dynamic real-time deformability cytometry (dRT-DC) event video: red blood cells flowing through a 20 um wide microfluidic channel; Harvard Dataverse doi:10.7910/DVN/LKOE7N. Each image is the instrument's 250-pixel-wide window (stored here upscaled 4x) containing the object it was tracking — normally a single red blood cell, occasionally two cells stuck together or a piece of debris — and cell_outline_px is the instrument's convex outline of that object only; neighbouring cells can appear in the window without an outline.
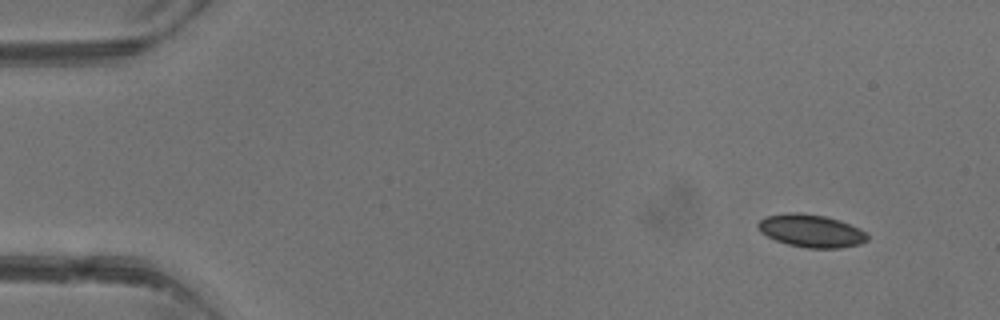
{"species": "common noctule bat (a hibernating species)", "species_latin": "Nyctalus noctula", "temperature_condition": "warm", "stored_images_in_passage": 3, "camera_frame_rate_fps": 3000, "um_per_image_px": 0.085, "animal": {"sex": "male", "body_mass_g": 13.3}, "frame": {"image": 1, "passage_image": 1, "time_ms": 0.0, "image_size_px": [1000, 320], "cell_outline_px": [[868, 240], [860, 244], [840, 248], [808, 248], [788, 244], [776, 240], [760, 232], [756, 224], [760, 220], [768, 216], [788, 212], [800, 212], [824, 216], [840, 220], [860, 228], [868, 236]], "centroid_in_image_um": [68.95, 19.61], "position_along_channel_um": 16.0, "area_um2": 20.87}}